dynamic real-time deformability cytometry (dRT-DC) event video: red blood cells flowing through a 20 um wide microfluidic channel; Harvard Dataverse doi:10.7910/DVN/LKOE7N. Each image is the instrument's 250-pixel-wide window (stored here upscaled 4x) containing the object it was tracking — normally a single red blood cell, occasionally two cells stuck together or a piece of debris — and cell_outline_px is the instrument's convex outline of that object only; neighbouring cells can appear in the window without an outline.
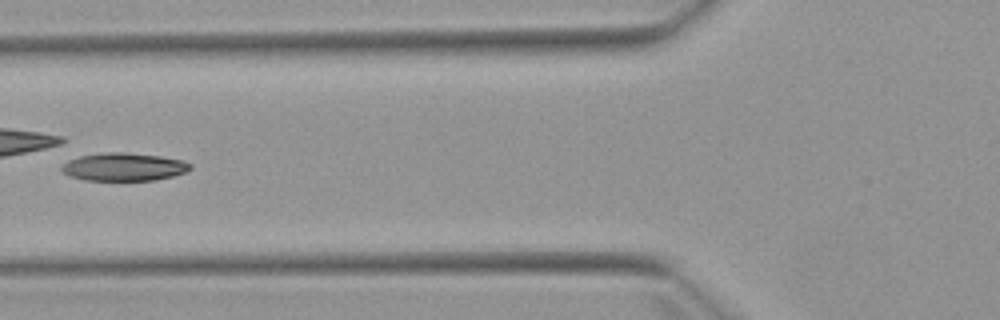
{"species": "Egyptian fruit bat (a non-hibernating species)", "species_latin": "Rousettus aegyptiacus", "temperature_condition": "warm", "stored_images_in_passage": 5, "camera_frame_rate_fps": 3000, "um_per_image_px": 0.085, "animal": {"sex": "female"}, "frame": {"image": 1, "passage_image": 5, "time_ms": 5.667, "image_size_px": [1000, 320], "cell_outline_px": [[192, 168], [184, 172], [172, 176], [156, 180], [84, 180], [68, 176], [60, 168], [68, 160], [80, 156], [104, 152], [128, 152], [160, 156], [180, 160], [192, 164]], "centroid_in_image_um": [10.51, 14.18], "position_along_channel_um": 115.3, "area_um2": 20.92}}